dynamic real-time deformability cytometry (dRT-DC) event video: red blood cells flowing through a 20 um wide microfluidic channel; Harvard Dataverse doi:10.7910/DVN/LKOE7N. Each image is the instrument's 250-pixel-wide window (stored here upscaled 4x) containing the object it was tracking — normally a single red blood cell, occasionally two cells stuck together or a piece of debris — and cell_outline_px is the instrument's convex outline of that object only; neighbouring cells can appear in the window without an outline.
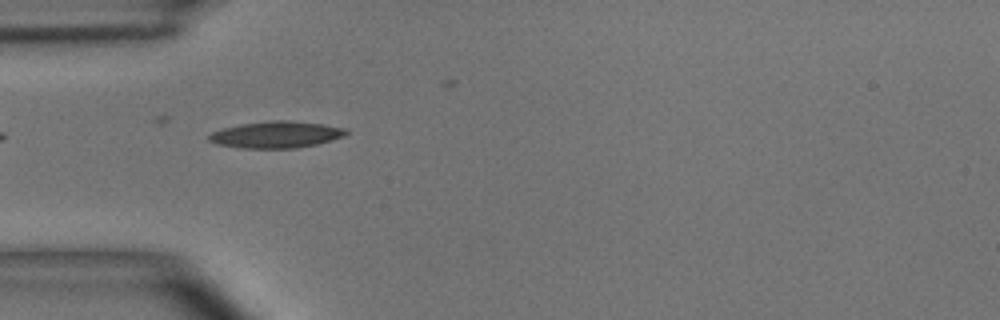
{"species": "common noctule bat (a hibernating species)", "species_latin": "Nyctalus noctula", "temperature_condition": "room temperature", "stored_images_in_passage": 4, "camera_frame_rate_fps": 3000, "um_per_image_px": 0.085, "animal": {"sex": "male", "body_mass_g": 15.6}, "frame": {"image": 1, "passage_image": 3, "time_ms": 2.333, "image_size_px": [1000, 320], "cell_outline_px": [[348, 132], [344, 136], [316, 144], [296, 148], [240, 148], [216, 144], [208, 140], [208, 136], [212, 132], [220, 128], [240, 124], [272, 120], [288, 120], [324, 124], [348, 128]], "centroid_in_image_um": [23.46, 11.43], "position_along_channel_um": 61.5, "area_um2": 21.44}}
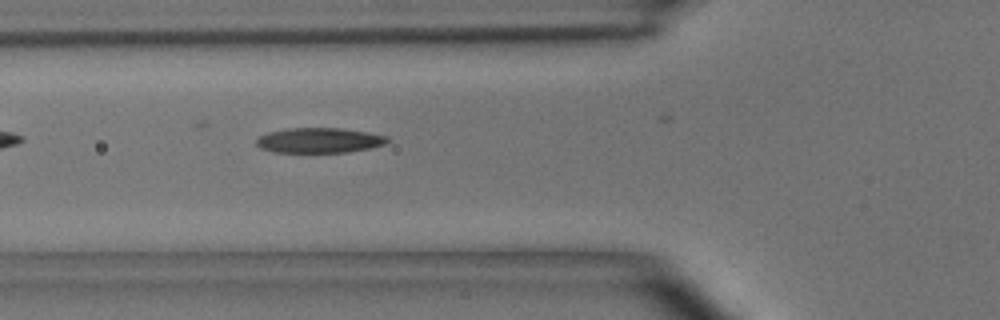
{"frame": {"image": 2, "passage_image": 4, "time_ms": 3.333, "image_size_px": [1000, 320], "cell_outline_px": [[392, 140], [384, 144], [372, 148], [348, 152], [272, 152], [260, 148], [256, 144], [256, 140], [260, 136], [268, 132], [288, 128], [340, 128], [368, 132], [388, 136]], "centroid_in_image_um": [27.17, 11.93], "position_along_channel_um": 98.6, "area_um2": 19.31}}